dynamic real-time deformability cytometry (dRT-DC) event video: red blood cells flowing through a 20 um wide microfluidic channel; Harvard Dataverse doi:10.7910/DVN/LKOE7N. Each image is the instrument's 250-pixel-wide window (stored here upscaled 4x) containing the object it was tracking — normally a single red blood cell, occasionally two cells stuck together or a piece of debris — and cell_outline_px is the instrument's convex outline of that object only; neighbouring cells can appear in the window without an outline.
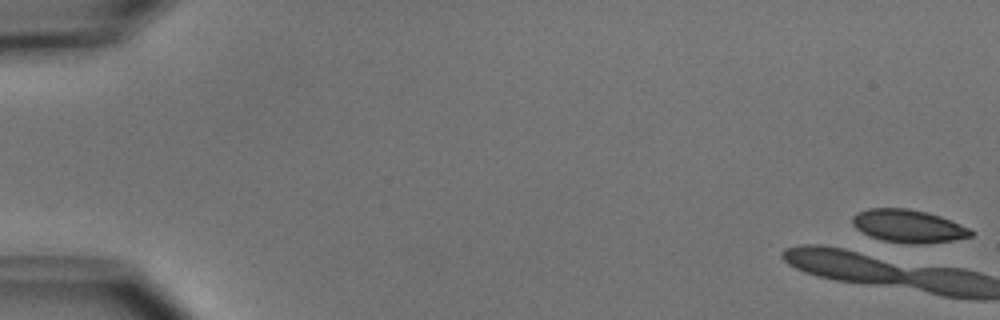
{"species": "common noctule bat (a hibernating species)", "species_latin": "Nyctalus noctula", "temperature_condition": "cold", "stored_images_in_passage": 5, "camera_frame_rate_fps": 3000, "um_per_image_px": 0.085, "animal": {"sex": "male", "body_mass_g": 15.6}, "frame": {"image": 1, "passage_image": 1, "time_ms": 0.0, "image_size_px": [1000, 320], "cell_outline_px": [[972, 236], [952, 240], [924, 244], [908, 244], [884, 240], [872, 236], [856, 228], [852, 224], [852, 216], [856, 212], [868, 208], [908, 208], [928, 212], [940, 216], [968, 228], [972, 232]], "centroid_in_image_um": [77.18, 19.2], "position_along_channel_um": 7.8, "area_um2": 22.54}}